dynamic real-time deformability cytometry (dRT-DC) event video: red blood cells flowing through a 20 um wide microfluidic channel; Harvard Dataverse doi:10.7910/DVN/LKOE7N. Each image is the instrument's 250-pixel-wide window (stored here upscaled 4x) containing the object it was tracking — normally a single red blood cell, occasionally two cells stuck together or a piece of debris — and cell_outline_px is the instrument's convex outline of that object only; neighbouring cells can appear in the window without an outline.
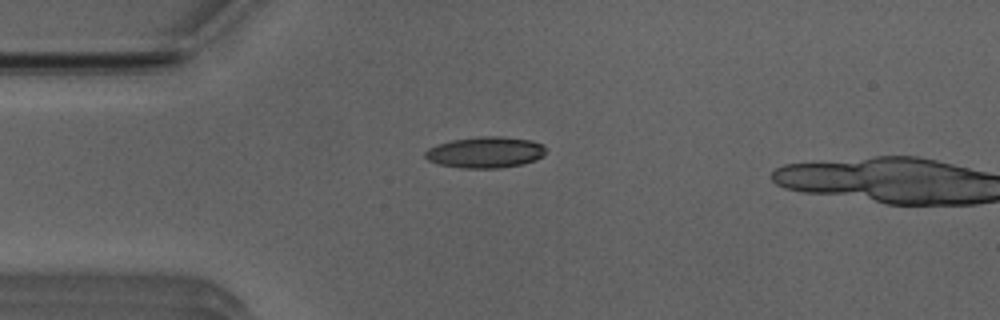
{"species": "Egyptian fruit bat (a non-hibernating species)", "species_latin": "Rousettus aegyptiacus", "temperature_condition": "room temperature", "stored_images_in_passage": 5, "camera_frame_rate_fps": 3000, "um_per_image_px": 0.085, "animal": {"sex": "male"}, "frame": {"image": 1, "passage_image": 2, "time_ms": 0.333, "image_size_px": [1000, 320], "cell_outline_px": [[544, 156], [536, 160], [520, 164], [500, 168], [460, 168], [436, 164], [428, 160], [424, 156], [424, 152], [428, 148], [436, 144], [452, 140], [480, 136], [500, 136], [532, 140], [544, 144]], "centroid_in_image_um": [41.23, 12.94], "position_along_channel_um": 43.8, "area_um2": 22.14}}